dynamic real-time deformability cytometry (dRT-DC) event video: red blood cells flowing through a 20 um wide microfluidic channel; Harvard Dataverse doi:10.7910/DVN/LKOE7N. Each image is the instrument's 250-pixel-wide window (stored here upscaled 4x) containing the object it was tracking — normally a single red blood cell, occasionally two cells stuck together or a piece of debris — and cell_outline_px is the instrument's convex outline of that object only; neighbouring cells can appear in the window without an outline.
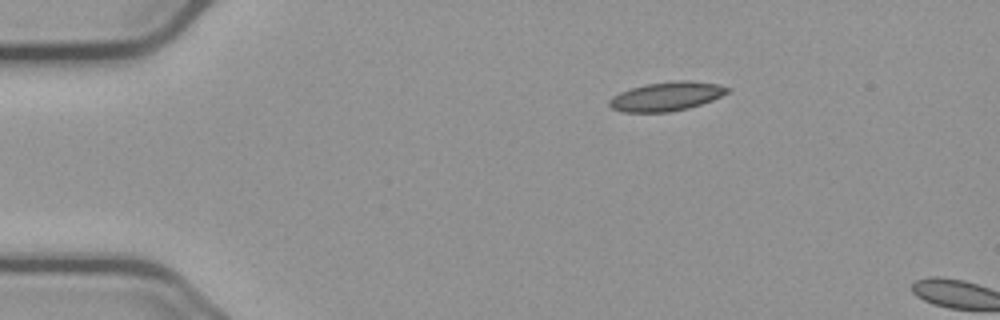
{"species": "common noctule bat (a hibernating species)", "species_latin": "Nyctalus noctula", "temperature_condition": "cold", "stored_images_in_passage": 3, "camera_frame_rate_fps": 3000, "um_per_image_px": 0.085, "animal": {"sex": "male", "body_mass_g": 23.1, "forearm_length_mm": 52.7}, "frame": {"image": 1, "passage_image": 1, "time_ms": 0.0, "image_size_px": [1000, 320], "cell_outline_px": [[732, 88], [728, 92], [712, 100], [688, 108], [672, 112], [620, 112], [612, 108], [608, 104], [608, 100], [612, 96], [620, 92], [644, 84], [676, 80], [688, 80], [720, 84]], "centroid_in_image_um": [56.64, 8.19], "position_along_channel_um": 28.4, "area_um2": 20.11}}